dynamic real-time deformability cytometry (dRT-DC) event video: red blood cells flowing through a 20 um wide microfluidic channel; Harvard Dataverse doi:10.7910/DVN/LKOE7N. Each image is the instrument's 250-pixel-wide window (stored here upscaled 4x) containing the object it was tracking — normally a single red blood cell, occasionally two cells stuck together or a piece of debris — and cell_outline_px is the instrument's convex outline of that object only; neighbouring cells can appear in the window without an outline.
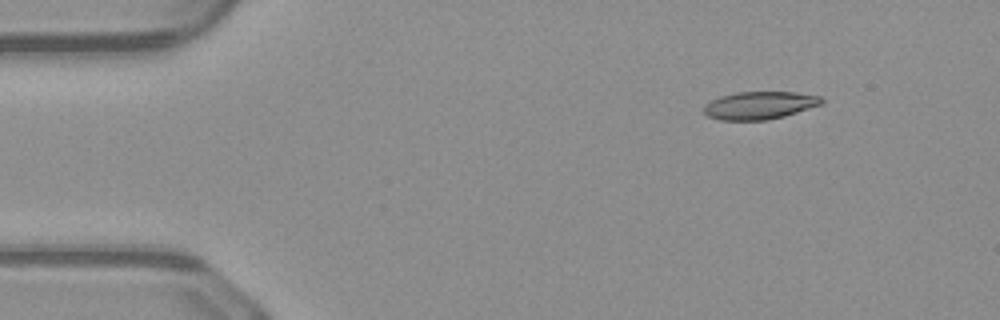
{"species": "common noctule bat (a hibernating species)", "species_latin": "Nyctalus noctula", "temperature_condition": "warm", "stored_images_in_passage": 45, "camera_frame_rate_fps": 3000, "um_per_image_px": 0.085, "animal": {"sex": "male", "body_mass_g": 23.1, "forearm_length_mm": 52.7}, "frame": {"image": 1, "passage_image": 1, "time_ms": 0.0, "image_size_px": [1000, 320], "cell_outline_px": [[824, 104], [784, 116], [768, 120], [720, 120], [708, 116], [704, 112], [704, 104], [720, 96], [736, 92], [796, 92], [820, 96], [824, 100]], "centroid_in_image_um": [64.58, 8.95], "position_along_channel_um": 20.4, "area_um2": 19.13}}
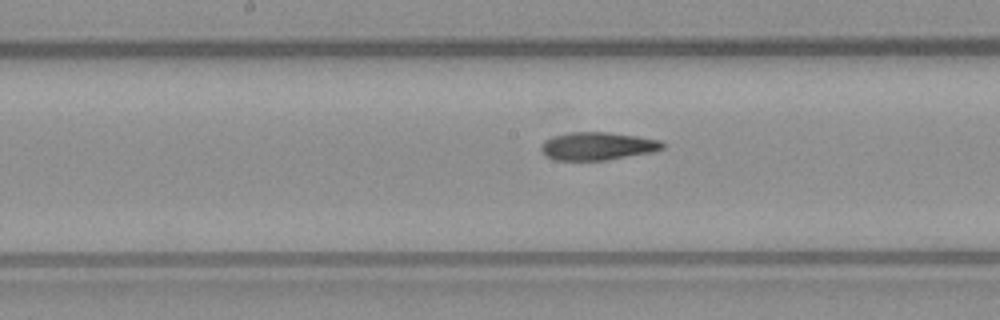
{"frame": {"image": 2, "passage_image": 20, "time_ms": 6.333, "image_size_px": [1000, 320], "cell_outline_px": [[664, 148], [652, 152], [604, 160], [556, 160], [544, 156], [540, 148], [540, 144], [544, 140], [552, 136], [572, 132], [608, 132], [636, 136], [660, 140], [664, 144]], "centroid_in_image_um": [50.74, 12.41], "position_along_channel_um": 197.5, "area_um2": 19.77}}
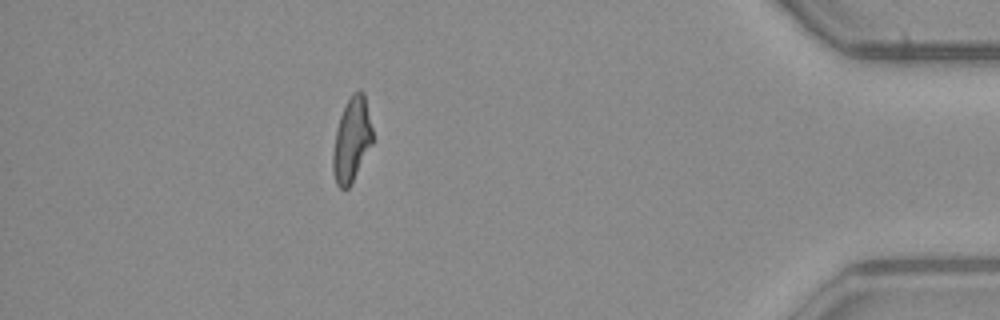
{"frame": {"image": 3, "passage_image": 39, "time_ms": 12.667, "image_size_px": [1000, 320], "cell_outline_px": [[372, 144], [352, 184], [348, 188], [340, 188], [336, 184], [332, 172], [332, 152], [336, 128], [340, 116], [352, 92], [360, 88], [364, 92], [372, 128]], "centroid_in_image_um": [29.88, 11.89], "position_along_channel_um": 405.3, "area_um2": 19.71}, "authors_computed_cell_mechanics": {"area_um2": 19.941, "velocity_mm_per_s": 4.13, "shape_relaxation_time_tau1_ms": null, "shape_relaxation_time_tau2_ms": 4.6699, "deformation_change_tau1": null, "deformation_change_tau2": 0.1551}}